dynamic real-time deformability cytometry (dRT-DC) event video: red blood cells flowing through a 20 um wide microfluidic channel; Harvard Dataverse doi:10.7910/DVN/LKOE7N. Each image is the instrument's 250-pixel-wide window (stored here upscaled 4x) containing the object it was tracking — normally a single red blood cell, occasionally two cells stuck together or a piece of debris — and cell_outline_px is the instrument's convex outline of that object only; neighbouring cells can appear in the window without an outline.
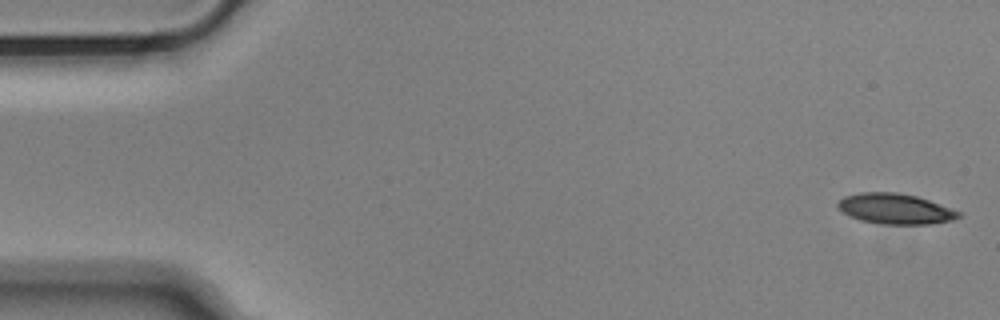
{"species": "Egyptian fruit bat (a non-hibernating species)", "species_latin": "Rousettus aegyptiacus", "temperature_condition": "cold", "stored_images_in_passage": 54, "camera_frame_rate_fps": 3000, "um_per_image_px": 0.085, "animal": {"sex": "male"}, "frame": {"image": 1, "passage_image": 1, "time_ms": 0.0, "image_size_px": [1000, 320], "cell_outline_px": [[960, 216], [952, 220], [928, 224], [880, 224], [860, 220], [848, 216], [840, 212], [836, 208], [836, 204], [844, 196], [860, 192], [896, 192], [916, 196], [928, 200], [960, 212]], "centroid_in_image_um": [76.0, 17.75], "position_along_channel_um": 9.0, "area_um2": 21.44}}
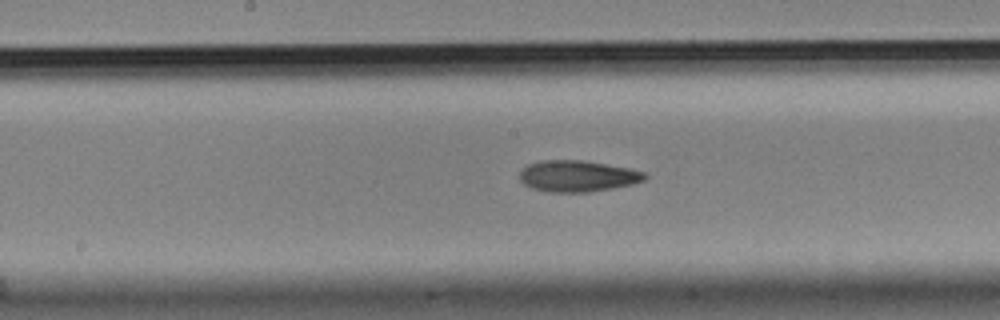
{"frame": {"image": 2, "passage_image": 27, "time_ms": 8.667, "image_size_px": [1000, 320], "cell_outline_px": [[648, 176], [644, 180], [632, 184], [612, 188], [588, 192], [544, 192], [532, 188], [524, 184], [520, 180], [520, 172], [528, 164], [540, 160], [584, 160], [628, 168], [644, 172]], "centroid_in_image_um": [49.07, 14.97], "position_along_channel_um": 199.1, "area_um2": 22.83}}
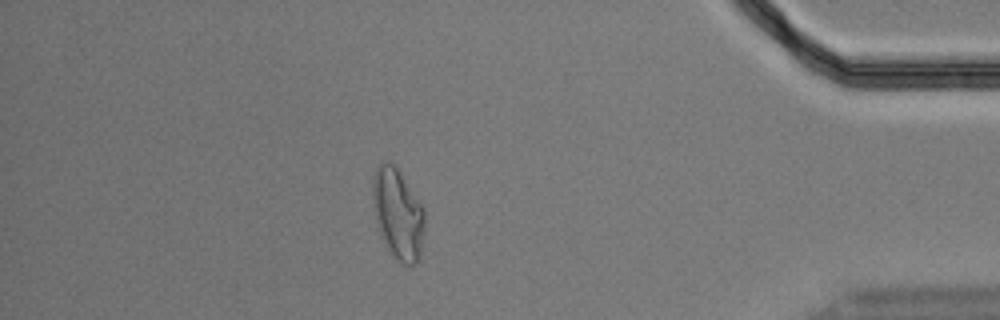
{"frame": {"image": 3, "passage_image": 47, "time_ms": 15.333, "image_size_px": [1000, 320], "cell_outline_px": [[424, 232], [420, 260], [412, 264], [404, 264], [396, 260], [388, 252], [380, 232], [372, 208], [372, 176], [376, 168], [384, 160], [388, 160], [396, 168], [424, 208]], "centroid_in_image_um": [33.8, 18.2], "position_along_channel_um": 401.4, "area_um2": 27.57}, "authors_computed_cell_mechanics": {"area_um2": 22.6287, "velocity_mm_per_s": 3.656, "shape_relaxation_time_tau1_ms": 4.937, "shape_relaxation_time_tau2_ms": 6.4152, "deformation_change_tau1": 0.181, "deformation_change_tau2": 0.1576}}